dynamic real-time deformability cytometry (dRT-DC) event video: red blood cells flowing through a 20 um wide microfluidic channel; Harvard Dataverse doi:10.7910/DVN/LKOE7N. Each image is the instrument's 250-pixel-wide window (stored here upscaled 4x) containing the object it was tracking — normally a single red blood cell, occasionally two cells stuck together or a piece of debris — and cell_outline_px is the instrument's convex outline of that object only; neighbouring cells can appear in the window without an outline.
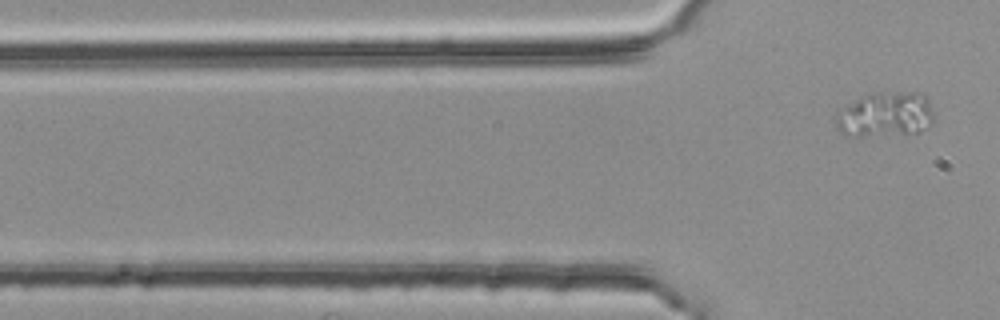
{"species": "common noctule bat (a hibernating species)", "species_latin": "Nyctalus noctula", "temperature_condition": "room temperature", "stored_images_in_passage": 4, "camera_frame_rate_fps": 3000, "um_per_image_px": 0.085, "animal": {"sex": "female", "body_mass_g": 25.1}, "frame": {"image": 1, "passage_image": 4, "time_ms": 1.0, "image_size_px": [1000, 320], "cell_outline_px": [[936, 116], [920, 132], [856, 136], [848, 136], [840, 132], [836, 128], [836, 112], [840, 108], [856, 100], [876, 92], [924, 92], [928, 96], [936, 112]], "centroid_in_image_um": [75.31, 9.71], "position_along_channel_um": 50.5, "area_um2": 25.95}}